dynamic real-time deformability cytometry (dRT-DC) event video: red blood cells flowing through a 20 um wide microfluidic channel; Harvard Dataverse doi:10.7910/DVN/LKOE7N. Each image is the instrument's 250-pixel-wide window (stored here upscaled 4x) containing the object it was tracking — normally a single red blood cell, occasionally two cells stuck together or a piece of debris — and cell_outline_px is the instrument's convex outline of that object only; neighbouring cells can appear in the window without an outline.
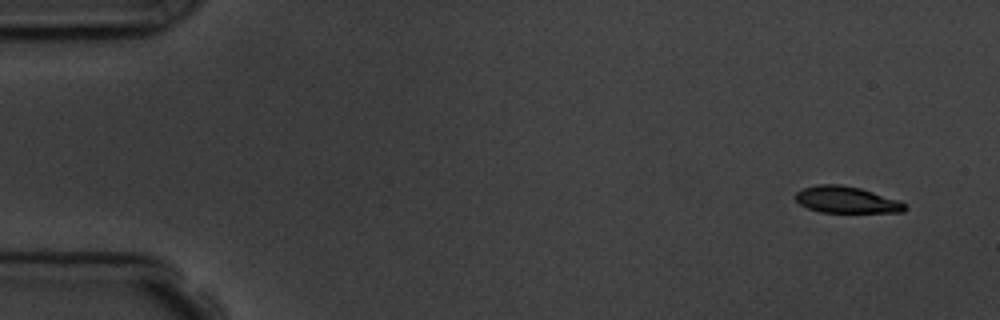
{"species": "common noctule bat (a hibernating species)", "species_latin": "Nyctalus noctula", "temperature_condition": "room temperature", "stored_images_in_passage": 7, "camera_frame_rate_fps": 3000, "um_per_image_px": 0.085, "animal": {"sex": "male", "body_mass_g": 19.5, "forearm_length_mm": 54.6}, "frame": {"image": 1, "passage_image": 1, "time_ms": 0.0, "image_size_px": [1000, 320], "cell_outline_px": [[908, 208], [904, 212], [820, 212], [808, 208], [800, 204], [796, 200], [796, 192], [804, 188], [816, 184], [840, 184], [860, 188], [896, 200], [904, 204]], "centroid_in_image_um": [71.91, 16.98], "position_along_channel_um": 13.1, "area_um2": 16.7}}
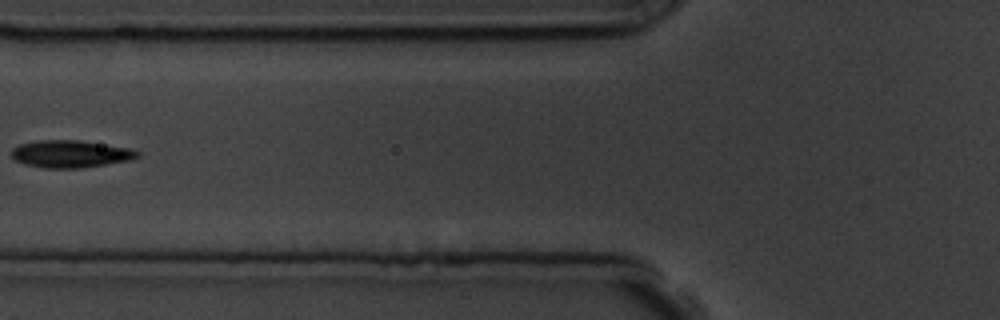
{"frame": {"image": 2, "passage_image": 6, "time_ms": 6.0, "image_size_px": [1000, 320], "cell_outline_px": [[140, 156], [132, 160], [80, 168], [44, 168], [24, 164], [16, 160], [12, 156], [12, 148], [20, 144], [40, 140], [80, 140], [128, 148], [140, 152]], "centroid_in_image_um": [6.0, 13.08], "position_along_channel_um": 119.8, "area_um2": 20.0}}
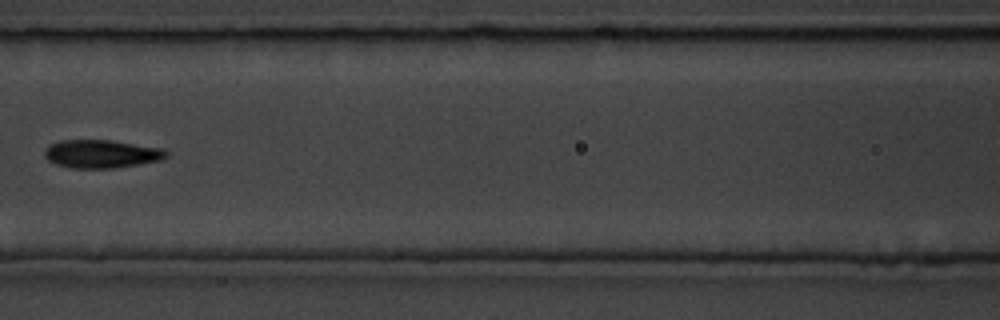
{"frame": {"image": 3, "passage_image": 7, "time_ms": 7.0, "image_size_px": [1000, 320], "cell_outline_px": [[168, 156], [160, 160], [112, 168], [72, 168], [56, 164], [48, 160], [44, 156], [44, 152], [48, 144], [60, 140], [112, 140], [160, 148], [168, 152]], "centroid_in_image_um": [8.57, 13.07], "position_along_channel_um": 158.0, "area_um2": 19.88}}